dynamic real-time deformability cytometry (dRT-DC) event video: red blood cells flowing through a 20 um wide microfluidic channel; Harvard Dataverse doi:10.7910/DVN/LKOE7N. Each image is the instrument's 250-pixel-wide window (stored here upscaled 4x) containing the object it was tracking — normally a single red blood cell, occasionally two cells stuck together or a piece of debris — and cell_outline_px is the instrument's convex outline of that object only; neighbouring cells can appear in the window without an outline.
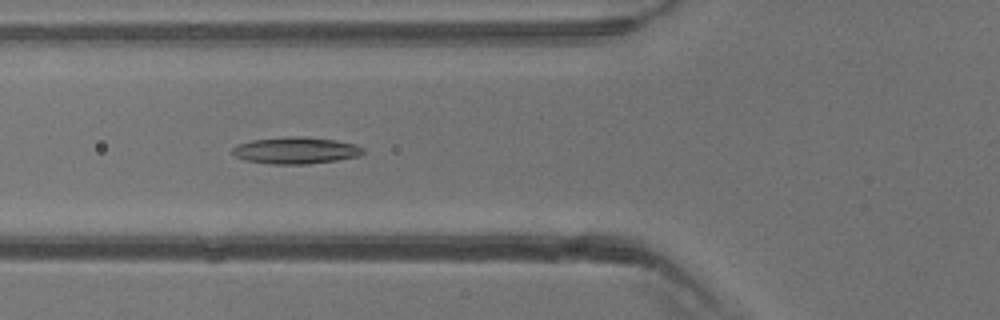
{"species": "common noctule bat (a hibernating species)", "species_latin": "Nyctalus noctula", "temperature_condition": "warm", "stored_images_in_passage": 40, "camera_frame_rate_fps": 3000, "um_per_image_px": 0.085, "animal": {"sex": "male", "body_mass_g": 13.3}, "frame": {"image": 1, "passage_image": 15, "time_ms": 4.667, "image_size_px": [1000, 320], "cell_outline_px": [[364, 152], [360, 156], [336, 160], [308, 164], [272, 164], [244, 160], [236, 156], [232, 152], [232, 148], [240, 144], [252, 140], [288, 136], [304, 136], [336, 140], [356, 144], [364, 148]], "centroid_in_image_um": [25.18, 12.78], "position_along_channel_um": 100.6, "area_um2": 20.4}}
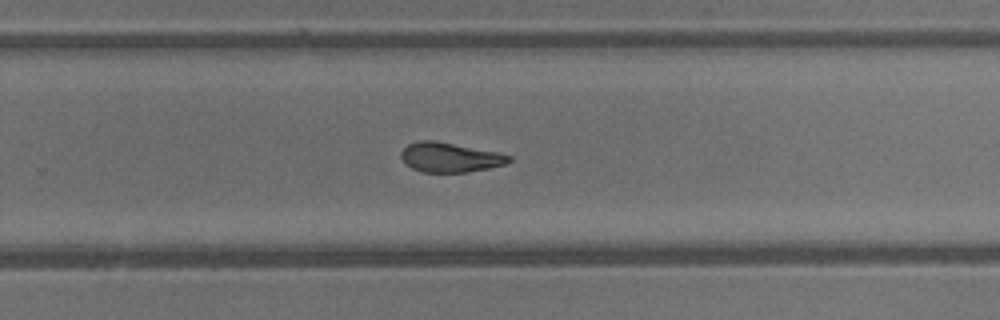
{"frame": {"image": 2, "passage_image": 26, "time_ms": 8.333, "image_size_px": [1000, 320], "cell_outline_px": [[512, 160], [508, 164], [468, 172], [420, 172], [404, 164], [400, 156], [400, 152], [408, 144], [416, 140], [432, 140], [496, 152], [512, 156]], "centroid_in_image_um": [38.21, 13.38], "position_along_channel_um": 291.6, "area_um2": 18.67}}
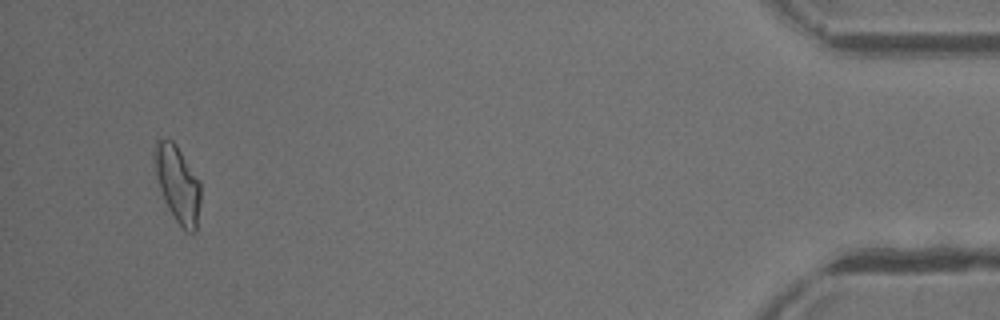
{"frame": {"image": 3, "passage_image": 38, "time_ms": 12.333, "image_size_px": [1000, 320], "cell_outline_px": [[200, 200], [196, 232], [188, 232], [176, 220], [168, 208], [164, 200], [156, 180], [152, 156], [152, 152], [156, 136], [172, 140], [176, 144], [200, 180]], "centroid_in_image_um": [15.05, 15.54], "position_along_channel_um": 420.2, "area_um2": 21.04}}